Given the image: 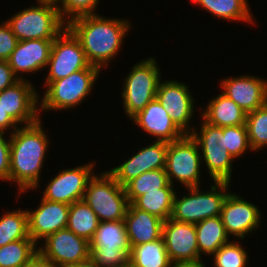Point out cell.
<instances>
[{"label": "cell", "mask_w": 267, "mask_h": 267, "mask_svg": "<svg viewBox=\"0 0 267 267\" xmlns=\"http://www.w3.org/2000/svg\"><path fill=\"white\" fill-rule=\"evenodd\" d=\"M223 135L226 148L234 158L240 157L247 149L252 150L246 124L223 127Z\"/></svg>", "instance_id": "cell-35"}, {"label": "cell", "mask_w": 267, "mask_h": 267, "mask_svg": "<svg viewBox=\"0 0 267 267\" xmlns=\"http://www.w3.org/2000/svg\"><path fill=\"white\" fill-rule=\"evenodd\" d=\"M220 216L227 235L242 239L261 223L258 207L231 193L223 203Z\"/></svg>", "instance_id": "cell-18"}, {"label": "cell", "mask_w": 267, "mask_h": 267, "mask_svg": "<svg viewBox=\"0 0 267 267\" xmlns=\"http://www.w3.org/2000/svg\"><path fill=\"white\" fill-rule=\"evenodd\" d=\"M201 260L197 261H177V262H171L170 267H205L203 262Z\"/></svg>", "instance_id": "cell-42"}, {"label": "cell", "mask_w": 267, "mask_h": 267, "mask_svg": "<svg viewBox=\"0 0 267 267\" xmlns=\"http://www.w3.org/2000/svg\"><path fill=\"white\" fill-rule=\"evenodd\" d=\"M54 39H31L18 41L8 59L13 73H35L47 67Z\"/></svg>", "instance_id": "cell-21"}, {"label": "cell", "mask_w": 267, "mask_h": 267, "mask_svg": "<svg viewBox=\"0 0 267 267\" xmlns=\"http://www.w3.org/2000/svg\"><path fill=\"white\" fill-rule=\"evenodd\" d=\"M222 93L233 100L245 113L255 111L267 103V81L241 76L221 81Z\"/></svg>", "instance_id": "cell-20"}, {"label": "cell", "mask_w": 267, "mask_h": 267, "mask_svg": "<svg viewBox=\"0 0 267 267\" xmlns=\"http://www.w3.org/2000/svg\"><path fill=\"white\" fill-rule=\"evenodd\" d=\"M162 237L171 262L200 260L195 224L169 218L163 222Z\"/></svg>", "instance_id": "cell-15"}, {"label": "cell", "mask_w": 267, "mask_h": 267, "mask_svg": "<svg viewBox=\"0 0 267 267\" xmlns=\"http://www.w3.org/2000/svg\"><path fill=\"white\" fill-rule=\"evenodd\" d=\"M28 237L27 211L7 212L0 218V247Z\"/></svg>", "instance_id": "cell-32"}, {"label": "cell", "mask_w": 267, "mask_h": 267, "mask_svg": "<svg viewBox=\"0 0 267 267\" xmlns=\"http://www.w3.org/2000/svg\"><path fill=\"white\" fill-rule=\"evenodd\" d=\"M61 7L57 6L59 14L64 22L86 15H94L99 0H61ZM67 21L65 20V16ZM70 15V16H69ZM71 17V18H69Z\"/></svg>", "instance_id": "cell-36"}, {"label": "cell", "mask_w": 267, "mask_h": 267, "mask_svg": "<svg viewBox=\"0 0 267 267\" xmlns=\"http://www.w3.org/2000/svg\"><path fill=\"white\" fill-rule=\"evenodd\" d=\"M154 58L135 64L125 79L122 91L125 112L129 118L143 110L156 98L160 81V69Z\"/></svg>", "instance_id": "cell-8"}, {"label": "cell", "mask_w": 267, "mask_h": 267, "mask_svg": "<svg viewBox=\"0 0 267 267\" xmlns=\"http://www.w3.org/2000/svg\"><path fill=\"white\" fill-rule=\"evenodd\" d=\"M20 267H54L48 260L42 257L39 253L30 261Z\"/></svg>", "instance_id": "cell-41"}, {"label": "cell", "mask_w": 267, "mask_h": 267, "mask_svg": "<svg viewBox=\"0 0 267 267\" xmlns=\"http://www.w3.org/2000/svg\"><path fill=\"white\" fill-rule=\"evenodd\" d=\"M38 253L54 267H66L90 259V243L64 228L46 237Z\"/></svg>", "instance_id": "cell-12"}, {"label": "cell", "mask_w": 267, "mask_h": 267, "mask_svg": "<svg viewBox=\"0 0 267 267\" xmlns=\"http://www.w3.org/2000/svg\"><path fill=\"white\" fill-rule=\"evenodd\" d=\"M57 6L39 2L37 7L32 6L18 12L7 23L18 41L55 39L67 27Z\"/></svg>", "instance_id": "cell-4"}, {"label": "cell", "mask_w": 267, "mask_h": 267, "mask_svg": "<svg viewBox=\"0 0 267 267\" xmlns=\"http://www.w3.org/2000/svg\"><path fill=\"white\" fill-rule=\"evenodd\" d=\"M18 43L7 21L0 24V60L8 61Z\"/></svg>", "instance_id": "cell-37"}, {"label": "cell", "mask_w": 267, "mask_h": 267, "mask_svg": "<svg viewBox=\"0 0 267 267\" xmlns=\"http://www.w3.org/2000/svg\"><path fill=\"white\" fill-rule=\"evenodd\" d=\"M124 267H137L136 265L132 264L130 261Z\"/></svg>", "instance_id": "cell-45"}, {"label": "cell", "mask_w": 267, "mask_h": 267, "mask_svg": "<svg viewBox=\"0 0 267 267\" xmlns=\"http://www.w3.org/2000/svg\"><path fill=\"white\" fill-rule=\"evenodd\" d=\"M17 124L9 117V115L0 106V132H5L9 127L13 130L17 129ZM5 130V131H4Z\"/></svg>", "instance_id": "cell-40"}, {"label": "cell", "mask_w": 267, "mask_h": 267, "mask_svg": "<svg viewBox=\"0 0 267 267\" xmlns=\"http://www.w3.org/2000/svg\"><path fill=\"white\" fill-rule=\"evenodd\" d=\"M152 144L140 149L139 153L108 171L121 186L124 187L132 179L147 171L165 169L168 143L156 141Z\"/></svg>", "instance_id": "cell-17"}, {"label": "cell", "mask_w": 267, "mask_h": 267, "mask_svg": "<svg viewBox=\"0 0 267 267\" xmlns=\"http://www.w3.org/2000/svg\"><path fill=\"white\" fill-rule=\"evenodd\" d=\"M10 173V140L4 138L0 132V179L9 181Z\"/></svg>", "instance_id": "cell-38"}, {"label": "cell", "mask_w": 267, "mask_h": 267, "mask_svg": "<svg viewBox=\"0 0 267 267\" xmlns=\"http://www.w3.org/2000/svg\"><path fill=\"white\" fill-rule=\"evenodd\" d=\"M20 79H23V77H17L13 73L8 61L0 60V92L13 86Z\"/></svg>", "instance_id": "cell-39"}, {"label": "cell", "mask_w": 267, "mask_h": 267, "mask_svg": "<svg viewBox=\"0 0 267 267\" xmlns=\"http://www.w3.org/2000/svg\"><path fill=\"white\" fill-rule=\"evenodd\" d=\"M130 247L153 242L162 237L163 220L129 203L125 218Z\"/></svg>", "instance_id": "cell-23"}, {"label": "cell", "mask_w": 267, "mask_h": 267, "mask_svg": "<svg viewBox=\"0 0 267 267\" xmlns=\"http://www.w3.org/2000/svg\"><path fill=\"white\" fill-rule=\"evenodd\" d=\"M61 0H37V2H43V3H52V4H58V2Z\"/></svg>", "instance_id": "cell-44"}, {"label": "cell", "mask_w": 267, "mask_h": 267, "mask_svg": "<svg viewBox=\"0 0 267 267\" xmlns=\"http://www.w3.org/2000/svg\"><path fill=\"white\" fill-rule=\"evenodd\" d=\"M131 119L144 131L154 135L156 141L170 143L185 136L156 98Z\"/></svg>", "instance_id": "cell-22"}, {"label": "cell", "mask_w": 267, "mask_h": 267, "mask_svg": "<svg viewBox=\"0 0 267 267\" xmlns=\"http://www.w3.org/2000/svg\"><path fill=\"white\" fill-rule=\"evenodd\" d=\"M90 65L80 41L66 27L52 43L45 85L47 87L50 82L65 78Z\"/></svg>", "instance_id": "cell-11"}, {"label": "cell", "mask_w": 267, "mask_h": 267, "mask_svg": "<svg viewBox=\"0 0 267 267\" xmlns=\"http://www.w3.org/2000/svg\"><path fill=\"white\" fill-rule=\"evenodd\" d=\"M94 164L62 170L46 186L43 199L68 205L83 200L88 181L93 176Z\"/></svg>", "instance_id": "cell-13"}, {"label": "cell", "mask_w": 267, "mask_h": 267, "mask_svg": "<svg viewBox=\"0 0 267 267\" xmlns=\"http://www.w3.org/2000/svg\"><path fill=\"white\" fill-rule=\"evenodd\" d=\"M201 123L200 135L193 128L191 137L202 150L204 161L214 182H229L232 174L234 157L226 148L223 127L211 125L204 120ZM195 130V131H194ZM201 147V148H200Z\"/></svg>", "instance_id": "cell-10"}, {"label": "cell", "mask_w": 267, "mask_h": 267, "mask_svg": "<svg viewBox=\"0 0 267 267\" xmlns=\"http://www.w3.org/2000/svg\"><path fill=\"white\" fill-rule=\"evenodd\" d=\"M191 135L168 143L165 172L170 184L176 178L186 188L199 187L201 152Z\"/></svg>", "instance_id": "cell-9"}, {"label": "cell", "mask_w": 267, "mask_h": 267, "mask_svg": "<svg viewBox=\"0 0 267 267\" xmlns=\"http://www.w3.org/2000/svg\"><path fill=\"white\" fill-rule=\"evenodd\" d=\"M66 267H102L98 263L92 261L91 259H88L87 261L78 263V264H72Z\"/></svg>", "instance_id": "cell-43"}, {"label": "cell", "mask_w": 267, "mask_h": 267, "mask_svg": "<svg viewBox=\"0 0 267 267\" xmlns=\"http://www.w3.org/2000/svg\"><path fill=\"white\" fill-rule=\"evenodd\" d=\"M100 71V68L90 65L65 78L50 82L39 106L41 111L66 110L79 105L90 93Z\"/></svg>", "instance_id": "cell-7"}, {"label": "cell", "mask_w": 267, "mask_h": 267, "mask_svg": "<svg viewBox=\"0 0 267 267\" xmlns=\"http://www.w3.org/2000/svg\"><path fill=\"white\" fill-rule=\"evenodd\" d=\"M83 200L100 222L124 220L129 205L124 187L109 172L89 179Z\"/></svg>", "instance_id": "cell-3"}, {"label": "cell", "mask_w": 267, "mask_h": 267, "mask_svg": "<svg viewBox=\"0 0 267 267\" xmlns=\"http://www.w3.org/2000/svg\"><path fill=\"white\" fill-rule=\"evenodd\" d=\"M66 26L80 41L89 63L98 68L106 67L117 55L130 28L127 20H111L96 14L75 18Z\"/></svg>", "instance_id": "cell-1"}, {"label": "cell", "mask_w": 267, "mask_h": 267, "mask_svg": "<svg viewBox=\"0 0 267 267\" xmlns=\"http://www.w3.org/2000/svg\"><path fill=\"white\" fill-rule=\"evenodd\" d=\"M199 255L214 254L222 245L229 242L221 216L207 218L195 224Z\"/></svg>", "instance_id": "cell-25"}, {"label": "cell", "mask_w": 267, "mask_h": 267, "mask_svg": "<svg viewBox=\"0 0 267 267\" xmlns=\"http://www.w3.org/2000/svg\"><path fill=\"white\" fill-rule=\"evenodd\" d=\"M99 219L90 206L84 201H76L69 205L66 228L90 241L99 225Z\"/></svg>", "instance_id": "cell-27"}, {"label": "cell", "mask_w": 267, "mask_h": 267, "mask_svg": "<svg viewBox=\"0 0 267 267\" xmlns=\"http://www.w3.org/2000/svg\"><path fill=\"white\" fill-rule=\"evenodd\" d=\"M172 184L139 196L132 204L163 221L171 218L175 191Z\"/></svg>", "instance_id": "cell-26"}, {"label": "cell", "mask_w": 267, "mask_h": 267, "mask_svg": "<svg viewBox=\"0 0 267 267\" xmlns=\"http://www.w3.org/2000/svg\"><path fill=\"white\" fill-rule=\"evenodd\" d=\"M214 16L225 20L255 23L249 12L247 0H192Z\"/></svg>", "instance_id": "cell-29"}, {"label": "cell", "mask_w": 267, "mask_h": 267, "mask_svg": "<svg viewBox=\"0 0 267 267\" xmlns=\"http://www.w3.org/2000/svg\"><path fill=\"white\" fill-rule=\"evenodd\" d=\"M156 99L167 111L174 124L185 135H190L188 123L193 117L194 100L188 92V86L172 80L159 83Z\"/></svg>", "instance_id": "cell-16"}, {"label": "cell", "mask_w": 267, "mask_h": 267, "mask_svg": "<svg viewBox=\"0 0 267 267\" xmlns=\"http://www.w3.org/2000/svg\"><path fill=\"white\" fill-rule=\"evenodd\" d=\"M28 234L36 243L67 226L69 205L41 199L35 211H28Z\"/></svg>", "instance_id": "cell-19"}, {"label": "cell", "mask_w": 267, "mask_h": 267, "mask_svg": "<svg viewBox=\"0 0 267 267\" xmlns=\"http://www.w3.org/2000/svg\"><path fill=\"white\" fill-rule=\"evenodd\" d=\"M30 82L20 79L13 86L0 92V106L16 123L26 125L39 120L38 96Z\"/></svg>", "instance_id": "cell-14"}, {"label": "cell", "mask_w": 267, "mask_h": 267, "mask_svg": "<svg viewBox=\"0 0 267 267\" xmlns=\"http://www.w3.org/2000/svg\"><path fill=\"white\" fill-rule=\"evenodd\" d=\"M36 246L37 244L30 236L1 246L0 267L22 266L38 254Z\"/></svg>", "instance_id": "cell-31"}, {"label": "cell", "mask_w": 267, "mask_h": 267, "mask_svg": "<svg viewBox=\"0 0 267 267\" xmlns=\"http://www.w3.org/2000/svg\"><path fill=\"white\" fill-rule=\"evenodd\" d=\"M214 184L211 185V191L206 193L199 191L200 187L187 188L190 195L183 196L182 199H178L175 192L171 219L197 224L207 218L220 216L223 203L229 194L225 191L230 184L229 182H214Z\"/></svg>", "instance_id": "cell-6"}, {"label": "cell", "mask_w": 267, "mask_h": 267, "mask_svg": "<svg viewBox=\"0 0 267 267\" xmlns=\"http://www.w3.org/2000/svg\"><path fill=\"white\" fill-rule=\"evenodd\" d=\"M202 117L205 122L218 127L244 125L246 122V113L223 93L209 102Z\"/></svg>", "instance_id": "cell-24"}, {"label": "cell", "mask_w": 267, "mask_h": 267, "mask_svg": "<svg viewBox=\"0 0 267 267\" xmlns=\"http://www.w3.org/2000/svg\"><path fill=\"white\" fill-rule=\"evenodd\" d=\"M169 183L165 169H157L147 171L132 179L124 186V189L128 202L133 203L139 196L164 188Z\"/></svg>", "instance_id": "cell-30"}, {"label": "cell", "mask_w": 267, "mask_h": 267, "mask_svg": "<svg viewBox=\"0 0 267 267\" xmlns=\"http://www.w3.org/2000/svg\"><path fill=\"white\" fill-rule=\"evenodd\" d=\"M129 261L137 267H170L163 237L131 248Z\"/></svg>", "instance_id": "cell-28"}, {"label": "cell", "mask_w": 267, "mask_h": 267, "mask_svg": "<svg viewBox=\"0 0 267 267\" xmlns=\"http://www.w3.org/2000/svg\"><path fill=\"white\" fill-rule=\"evenodd\" d=\"M90 243V259L102 267H124L131 247L124 220L102 221Z\"/></svg>", "instance_id": "cell-5"}, {"label": "cell", "mask_w": 267, "mask_h": 267, "mask_svg": "<svg viewBox=\"0 0 267 267\" xmlns=\"http://www.w3.org/2000/svg\"><path fill=\"white\" fill-rule=\"evenodd\" d=\"M40 119L32 124L17 128L10 138L9 181L16 182L19 193L38 187L40 171L48 147Z\"/></svg>", "instance_id": "cell-2"}, {"label": "cell", "mask_w": 267, "mask_h": 267, "mask_svg": "<svg viewBox=\"0 0 267 267\" xmlns=\"http://www.w3.org/2000/svg\"><path fill=\"white\" fill-rule=\"evenodd\" d=\"M246 127L252 150L267 146V103L246 113Z\"/></svg>", "instance_id": "cell-33"}, {"label": "cell", "mask_w": 267, "mask_h": 267, "mask_svg": "<svg viewBox=\"0 0 267 267\" xmlns=\"http://www.w3.org/2000/svg\"><path fill=\"white\" fill-rule=\"evenodd\" d=\"M215 267H246L247 253L238 242L222 245L214 254Z\"/></svg>", "instance_id": "cell-34"}]
</instances>
